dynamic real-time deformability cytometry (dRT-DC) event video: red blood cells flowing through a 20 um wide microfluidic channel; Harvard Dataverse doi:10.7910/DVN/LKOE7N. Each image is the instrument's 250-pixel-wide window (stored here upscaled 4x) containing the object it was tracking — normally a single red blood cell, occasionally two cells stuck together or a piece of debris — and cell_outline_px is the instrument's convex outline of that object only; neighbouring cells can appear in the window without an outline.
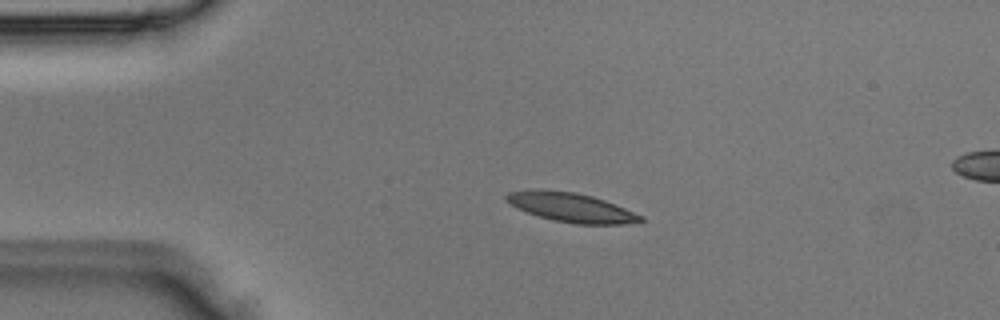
{"species": "Egyptian fruit bat (a non-hibernating species)", "species_latin": "Rousettus aegyptiacus", "temperature_condition": "room temperature", "stored_images_in_passage": 5, "segment_of_instrument_passage": [1, 2], "camera_frame_rate_fps": 3000, "um_per_image_px": 0.085, "animal": {"sex": "male"}, "frame": {"image": 1, "passage_image": 3, "time_ms": 0.667, "image_size_px": [1000, 320], "cell_outline_px": [[644, 220], [640, 224], [576, 224], [536, 216], [516, 208], [504, 200], [504, 196], [508, 192], [576, 192], [592, 196], [604, 200], [644, 216]], "centroid_in_image_um": [48.65, 17.69], "position_along_channel_um": 36.4, "area_um2": 22.25}}